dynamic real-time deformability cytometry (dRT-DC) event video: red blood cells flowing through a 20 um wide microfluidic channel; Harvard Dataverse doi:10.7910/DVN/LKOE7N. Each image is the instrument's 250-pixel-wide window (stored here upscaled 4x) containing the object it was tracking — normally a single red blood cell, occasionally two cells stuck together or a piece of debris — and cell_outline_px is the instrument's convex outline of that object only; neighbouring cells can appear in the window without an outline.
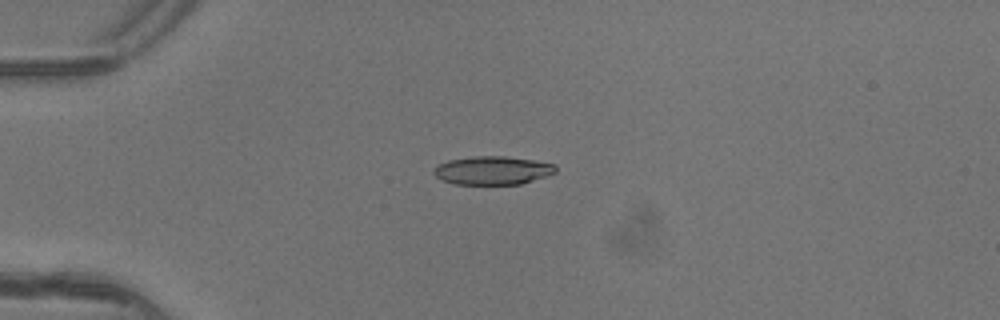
{"species": "common noctule bat (a hibernating species)", "species_latin": "Nyctalus noctula", "temperature_condition": "warm", "stored_images_in_passage": 4, "camera_frame_rate_fps": 3000, "um_per_image_px": 0.085, "animal": {"sex": "female"}, "frame": {"image": 1, "passage_image": 3, "time_ms": 0.667, "image_size_px": [1000, 320], "cell_outline_px": [[556, 172], [548, 176], [520, 184], [456, 184], [444, 180], [436, 176], [432, 172], [440, 164], [448, 160], [472, 156], [504, 156], [532, 160], [556, 164]], "centroid_in_image_um": [41.91, 14.48], "position_along_channel_um": 43.1, "area_um2": 20.06}}